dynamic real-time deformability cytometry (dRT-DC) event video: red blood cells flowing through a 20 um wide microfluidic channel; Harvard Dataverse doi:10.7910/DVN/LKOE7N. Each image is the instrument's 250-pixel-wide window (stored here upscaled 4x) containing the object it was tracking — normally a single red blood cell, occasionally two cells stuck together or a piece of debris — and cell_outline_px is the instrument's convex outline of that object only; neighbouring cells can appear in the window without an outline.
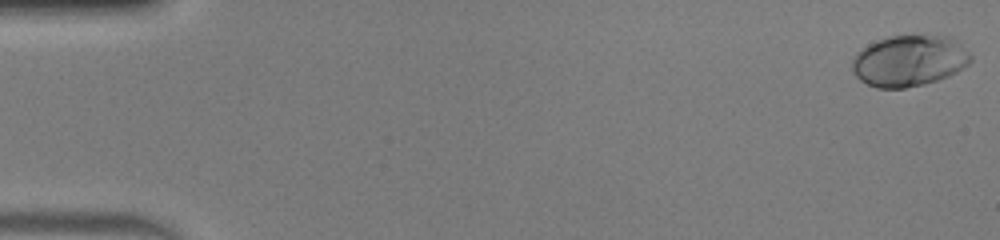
{"species": "human", "species_latin": "Homo sapiens", "temperature_condition": "warm", "stored_images_in_passage": 51, "camera_frame_rate_fps": 3000, "um_per_image_px": 0.085, "donor": {"sex": "male"}, "frame": {"image": 1, "passage_image": 1, "time_ms": 0.0, "image_size_px": [1000, 240], "cell_outline_px": [[972, 60], [968, 64], [956, 72], [948, 76], [924, 84], [904, 88], [876, 88], [860, 80], [856, 76], [852, 68], [852, 60], [860, 48], [876, 40], [888, 36], [952, 36], [972, 56]], "centroid_in_image_um": [77.26, 5.16], "position_along_channel_um": 7.7, "area_um2": 35.32}}
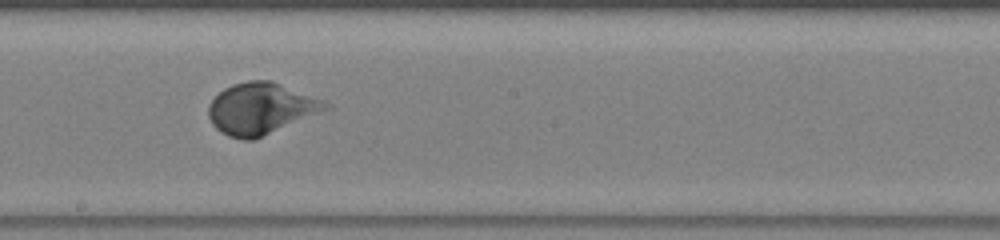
{"frame": {"image": 2, "passage_image": 29, "time_ms": 9.333, "image_size_px": [1000, 240], "cell_outline_px": [[332, 108], [252, 140], [244, 140], [228, 136], [220, 132], [212, 124], [208, 116], [208, 104], [224, 88], [232, 84], [248, 80], [272, 80], [324, 100], [332, 104]], "centroid_in_image_um": [22.19, 9.22], "position_along_channel_um": 226.0, "area_um2": 35.2}}
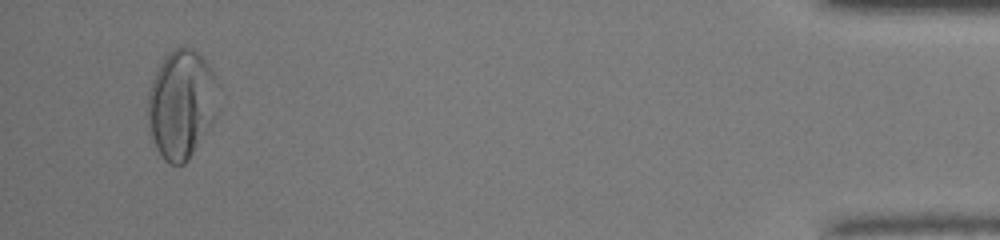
{"frame": {"image": 3, "passage_image": 49, "time_ms": 16.0, "image_size_px": [1000, 240], "cell_outline_px": [[220, 84], [216, 116], [188, 160], [184, 164], [168, 164], [164, 160], [156, 148], [148, 128], [148, 92], [152, 80], [164, 56], [172, 48], [184, 44], [200, 52], [212, 68]], "centroid_in_image_um": [15.44, 8.78], "position_along_channel_um": 419.8, "area_um2": 45.49}, "authors_computed_cell_mechanics": {"area_um2": 33.0616, "velocity_mm_per_s": 4.032, "shape_relaxation_time_tau1_ms": 7.1208, "shape_relaxation_time_tau2_ms": null, "deformation_change_tau1": 0.3187, "deformation_change_tau2": null}}